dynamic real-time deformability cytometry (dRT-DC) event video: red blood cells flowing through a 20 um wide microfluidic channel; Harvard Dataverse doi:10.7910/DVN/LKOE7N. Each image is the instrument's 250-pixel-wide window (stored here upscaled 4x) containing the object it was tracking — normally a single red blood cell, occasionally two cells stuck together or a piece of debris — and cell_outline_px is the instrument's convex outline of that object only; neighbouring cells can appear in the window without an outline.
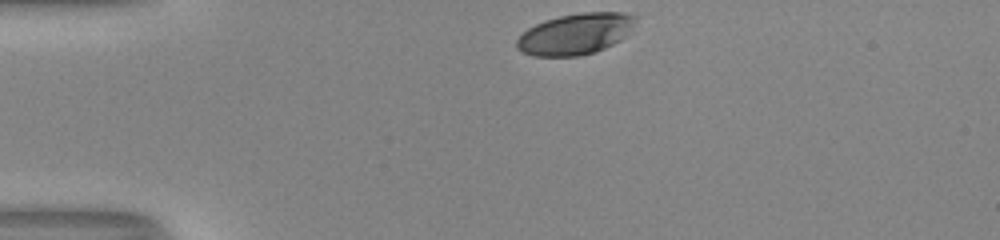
{"species": "human", "species_latin": "Homo sapiens", "temperature_condition": "room temperature", "stored_images_in_passage": 31, "camera_frame_rate_fps": 3000, "um_per_image_px": 0.085, "donor": {"sex": "male"}, "frame": {"image": 1, "passage_image": 1, "time_ms": 0.0, "image_size_px": [1000, 240], "cell_outline_px": [[636, 16], [632, 24], [624, 36], [620, 40], [596, 52], [580, 56], [532, 56], [516, 48], [516, 40], [528, 28], [544, 20], [560, 16], [580, 12], [624, 12]], "centroid_in_image_um": [48.87, 2.89], "position_along_channel_um": 36.1, "area_um2": 28.21}}
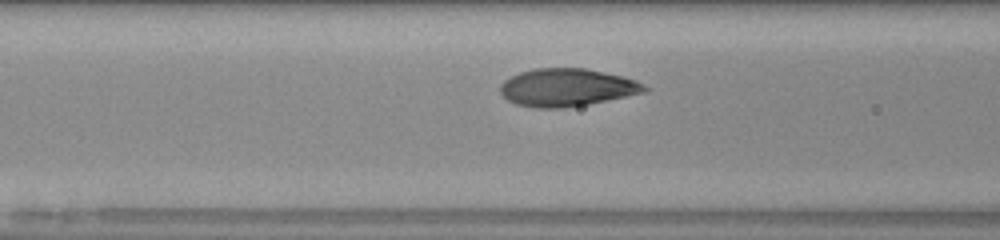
{"frame": {"image": 2, "passage_image": 11, "time_ms": 3.333, "image_size_px": [1000, 240], "cell_outline_px": [[648, 92], [588, 104], [560, 108], [536, 108], [516, 104], [508, 100], [500, 92], [500, 84], [504, 80], [520, 72], [532, 68], [584, 68], [624, 76], [636, 80], [644, 84], [648, 88]], "centroid_in_image_um": [48.2, 7.43], "position_along_channel_um": 118.4, "area_um2": 31.85}}
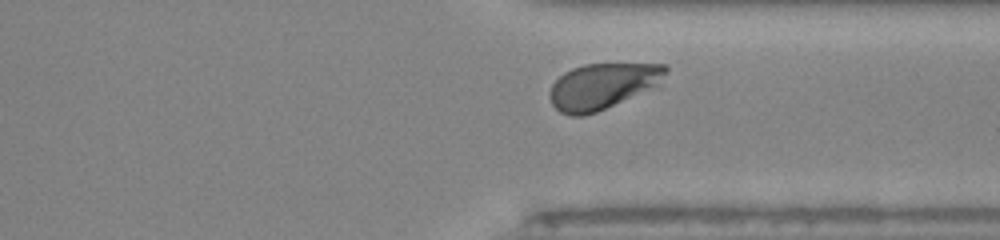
{"frame": {"image": 3, "passage_image": 29, "time_ms": 9.333, "image_size_px": [1000, 240], "cell_outline_px": [[668, 72], [656, 88], [596, 112], [584, 116], [572, 116], [560, 112], [552, 104], [548, 96], [552, 84], [564, 72], [572, 68], [584, 64], [668, 64]], "centroid_in_image_um": [51.24, 7.32], "position_along_channel_um": 360.2, "area_um2": 31.27}, "authors_computed_cell_mechanics": {"area_um2": 31.4432, "velocity_mm_per_s": 4.0314, "shape_relaxation_time_tau1_ms": 2.4448, "shape_relaxation_time_tau2_ms": null, "deformation_change_tau1": 0.1478, "deformation_change_tau2": null}}